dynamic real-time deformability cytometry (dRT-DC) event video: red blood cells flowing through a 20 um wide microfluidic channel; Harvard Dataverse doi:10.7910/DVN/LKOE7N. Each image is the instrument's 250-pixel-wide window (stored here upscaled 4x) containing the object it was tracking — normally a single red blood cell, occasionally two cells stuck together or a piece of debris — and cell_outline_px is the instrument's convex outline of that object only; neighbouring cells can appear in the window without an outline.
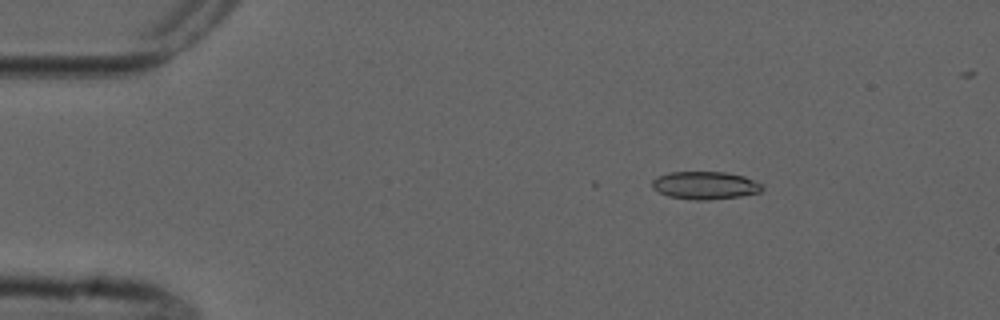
{"species": "common noctule bat (a hibernating species)", "species_latin": "Nyctalus noctula", "temperature_condition": "cold", "stored_images_in_passage": 4, "camera_frame_rate_fps": 3000, "um_per_image_px": 0.085, "animal": {"sex": "male", "forearm_length_mm": 52.5}, "frame": {"image": 1, "passage_image": 3, "time_ms": 2.333, "image_size_px": [1000, 320], "cell_outline_px": [[764, 188], [760, 192], [740, 196], [708, 200], [692, 200], [668, 196], [652, 188], [652, 180], [656, 176], [672, 172], [724, 172], [744, 176], [764, 184]], "centroid_in_image_um": [59.94, 15.76], "position_along_channel_um": 25.1, "area_um2": 17.92}}